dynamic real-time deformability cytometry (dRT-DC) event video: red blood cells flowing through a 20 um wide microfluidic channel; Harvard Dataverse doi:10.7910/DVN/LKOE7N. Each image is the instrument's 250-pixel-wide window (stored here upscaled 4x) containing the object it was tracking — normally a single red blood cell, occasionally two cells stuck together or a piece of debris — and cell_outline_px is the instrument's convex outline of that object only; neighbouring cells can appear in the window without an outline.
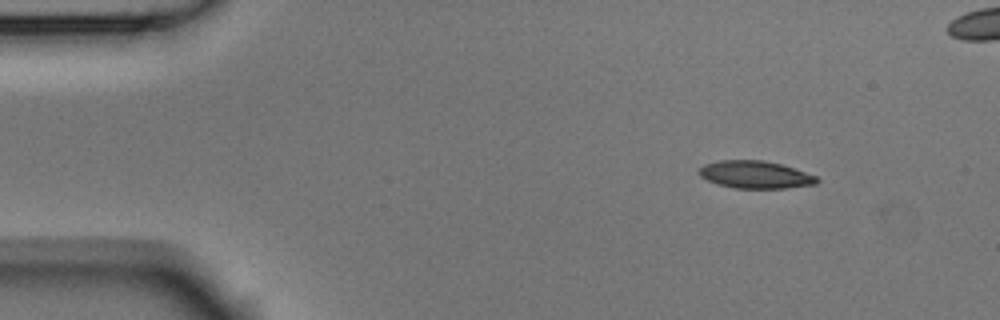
{"species": "Egyptian fruit bat (a non-hibernating species)", "species_latin": "Rousettus aegyptiacus", "temperature_condition": "room temperature", "stored_images_in_passage": 5, "camera_frame_rate_fps": 3000, "um_per_image_px": 0.085, "animal": {"sex": "male"}, "frame": {"image": 1, "passage_image": 1, "time_ms": 0.0, "image_size_px": [1000, 320], "cell_outline_px": [[820, 180], [816, 184], [784, 188], [736, 188], [720, 184], [708, 180], [700, 176], [700, 168], [704, 164], [720, 160], [764, 160], [780, 164], [816, 176]], "centroid_in_image_um": [64.2, 14.84], "position_along_channel_um": 20.8, "area_um2": 18.55}}
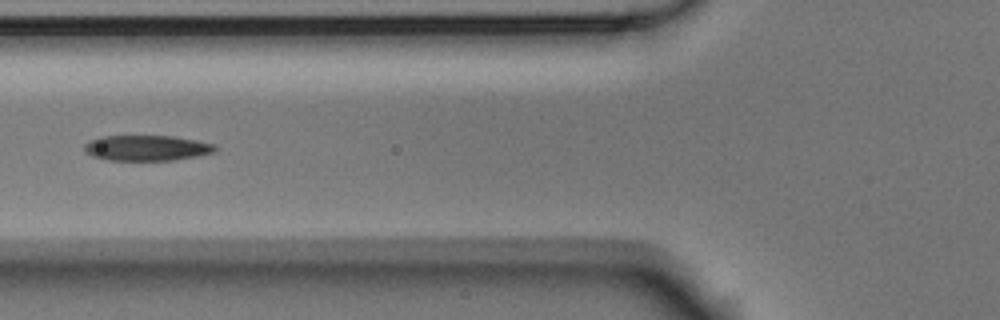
{"frame": {"image": 2, "passage_image": 5, "time_ms": 1.333, "image_size_px": [1000, 320], "cell_outline_px": [[216, 152], [196, 156], [172, 160], [108, 160], [92, 156], [84, 152], [84, 144], [100, 136], [172, 136], [196, 140], [212, 144], [216, 148]], "centroid_in_image_um": [12.44, 12.58], "position_along_channel_um": 113.4, "area_um2": 19.31}}